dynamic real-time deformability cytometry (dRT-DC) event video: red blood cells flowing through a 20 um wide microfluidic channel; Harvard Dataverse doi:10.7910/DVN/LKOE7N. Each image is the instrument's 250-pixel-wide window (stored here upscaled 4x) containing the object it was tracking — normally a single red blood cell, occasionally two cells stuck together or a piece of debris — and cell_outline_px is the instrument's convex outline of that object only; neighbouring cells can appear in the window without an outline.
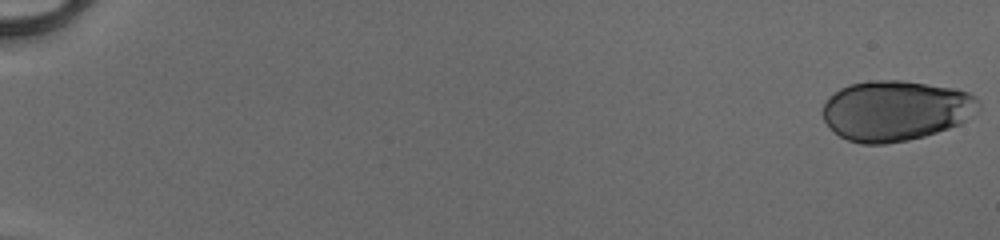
{"species": "human", "species_latin": "Homo sapiens", "temperature_condition": "cold", "stored_images_in_passage": 32, "camera_frame_rate_fps": 3000, "um_per_image_px": 0.085, "donor": {"sex": "male"}, "frame": {"image": 1, "passage_image": 1, "time_ms": 0.0, "image_size_px": [1000, 240], "cell_outline_px": [[980, 108], [976, 112], [960, 124], [924, 136], [908, 140], [884, 144], [860, 144], [848, 140], [840, 136], [824, 120], [820, 112], [824, 104], [840, 88], [848, 84], [868, 80], [904, 80], [956, 88], [968, 92], [976, 96], [980, 100]], "centroid_in_image_um": [76.15, 9.38], "position_along_channel_um": 8.8, "area_um2": 55.14}}
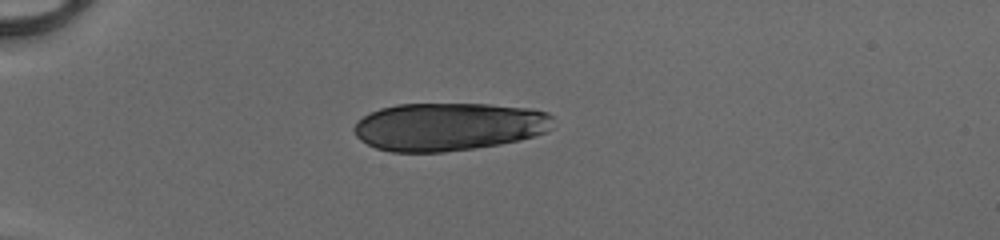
{"frame": {"image": 2, "passage_image": 16, "time_ms": 5.0, "image_size_px": [1000, 240], "cell_outline_px": [[552, 116], [548, 128], [544, 132], [536, 136], [520, 140], [500, 144], [476, 148], [444, 152], [392, 152], [376, 148], [360, 140], [356, 136], [352, 128], [364, 116], [380, 108], [396, 104], [488, 104], [532, 108], [548, 112]], "centroid_in_image_um": [38.13, 10.76], "position_along_channel_um": 46.9, "area_um2": 55.78}}